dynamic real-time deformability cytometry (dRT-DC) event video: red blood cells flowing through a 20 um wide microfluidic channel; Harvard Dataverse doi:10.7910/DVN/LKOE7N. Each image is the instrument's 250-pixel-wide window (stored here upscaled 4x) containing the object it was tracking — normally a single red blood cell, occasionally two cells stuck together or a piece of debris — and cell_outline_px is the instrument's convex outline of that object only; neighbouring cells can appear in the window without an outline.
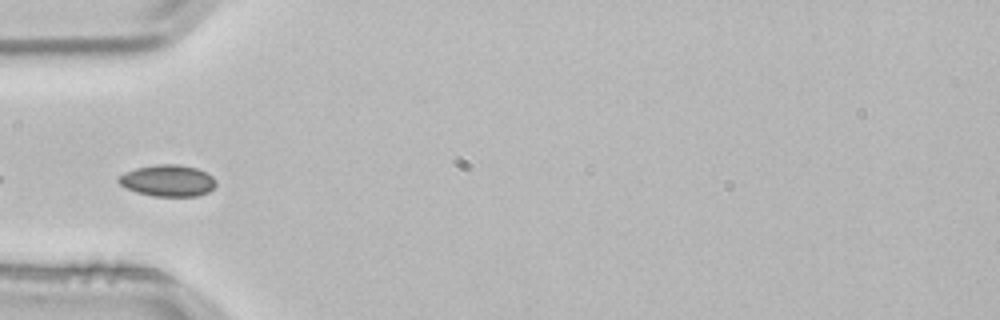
{"species": "common noctule bat (a hibernating species)", "species_latin": "Nyctalus noctula", "temperature_condition": "room temperature", "stored_images_in_passage": 3, "camera_frame_rate_fps": 3000, "um_per_image_px": 0.085, "animal": {"sex": "male", "body_mass_g": 21.5, "forearm_length_mm": 52.0}, "frame": {"image": 1, "passage_image": 3, "time_ms": 0.667, "image_size_px": [1000, 320], "cell_outline_px": [[216, 184], [208, 192], [196, 196], [152, 196], [136, 192], [120, 184], [116, 180], [116, 176], [124, 172], [136, 168], [156, 164], [180, 164], [196, 168], [212, 176], [216, 180]], "centroid_in_image_um": [14.23, 15.34], "position_along_channel_um": 70.8, "area_um2": 17.98}}